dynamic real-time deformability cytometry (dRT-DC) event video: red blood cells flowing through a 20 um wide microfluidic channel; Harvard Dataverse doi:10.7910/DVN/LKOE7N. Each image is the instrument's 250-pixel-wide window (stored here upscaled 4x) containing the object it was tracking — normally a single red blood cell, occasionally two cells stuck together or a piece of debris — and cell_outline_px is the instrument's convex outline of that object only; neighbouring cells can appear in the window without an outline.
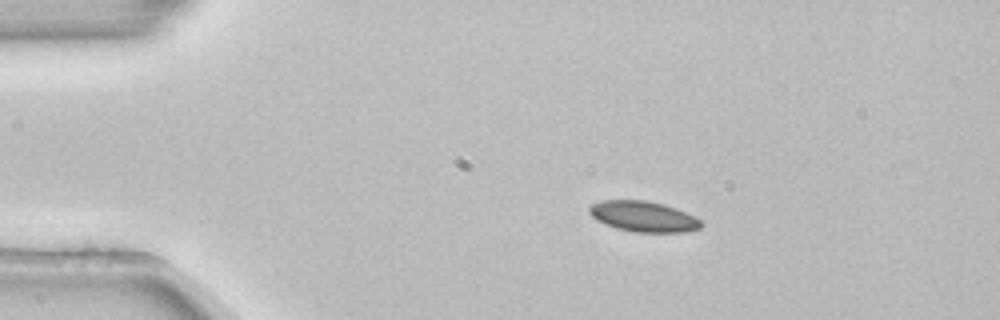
{"species": "common noctule bat (a hibernating species)", "species_latin": "Nyctalus noctula", "temperature_condition": "room temperature", "stored_images_in_passage": 4, "camera_frame_rate_fps": 3000, "um_per_image_px": 0.085, "animal": {"sex": "female", "body_mass_g": 22.7, "forearm_length_mm": 54.2}, "frame": {"image": 1, "passage_image": 1, "time_ms": 0.0, "image_size_px": [1000, 320], "cell_outline_px": [[704, 224], [700, 228], [684, 232], [636, 232], [616, 228], [596, 220], [588, 212], [588, 208], [592, 204], [600, 200], [648, 200], [664, 204], [676, 208], [700, 220]], "centroid_in_image_um": [54.66, 18.39], "position_along_channel_um": 30.3, "area_um2": 19.94}}
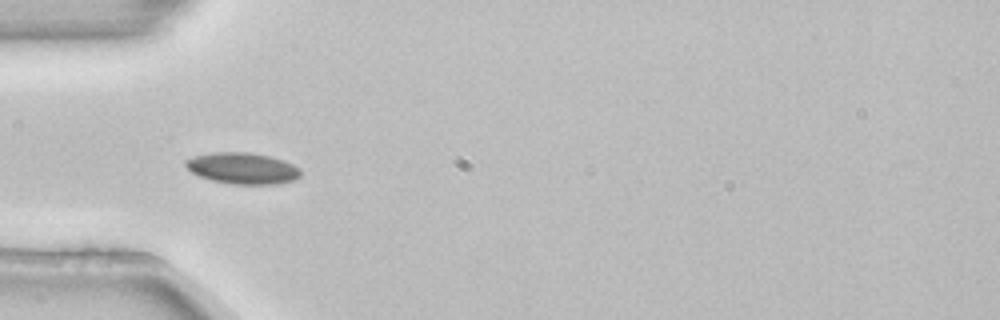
{"frame": {"image": 2, "passage_image": 3, "time_ms": 0.667, "image_size_px": [1000, 320], "cell_outline_px": [[300, 176], [296, 180], [276, 184], [232, 184], [212, 180], [200, 176], [192, 172], [184, 164], [184, 160], [192, 156], [212, 152], [248, 152], [268, 156], [284, 160], [300, 168]], "centroid_in_image_um": [20.61, 14.3], "position_along_channel_um": 64.4, "area_um2": 21.04}}